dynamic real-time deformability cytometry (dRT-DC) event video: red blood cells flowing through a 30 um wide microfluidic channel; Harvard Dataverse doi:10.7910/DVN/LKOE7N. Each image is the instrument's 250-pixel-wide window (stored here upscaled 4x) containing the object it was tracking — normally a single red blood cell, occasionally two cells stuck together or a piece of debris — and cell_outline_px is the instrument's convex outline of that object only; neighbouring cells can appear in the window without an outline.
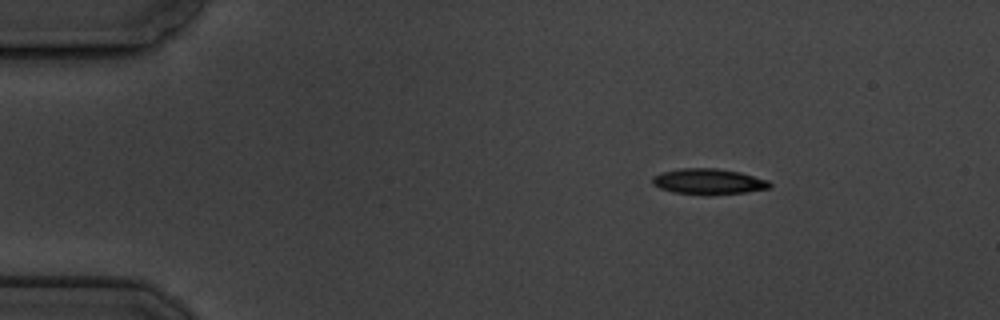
{"species": "common noctule bat (a hibernating species)", "species_latin": "Nyctalus noctula", "temperature_condition": "cold", "stored_images_in_passage": 5, "camera_frame_rate_fps": 3000, "um_per_image_px": 0.085, "animal": {"sex": "male", "body_mass_g": 19.5, "forearm_length_mm": 54.6}, "frame": {"image": 1, "passage_image": 1, "time_ms": 0.0, "image_size_px": [1000, 320], "cell_outline_px": [[772, 184], [768, 188], [744, 192], [712, 196], [704, 196], [672, 192], [660, 188], [652, 184], [652, 176], [660, 172], [680, 168], [716, 168], [740, 172], [768, 180]], "centroid_in_image_um": [60.17, 15.44], "position_along_channel_um": 24.8, "area_um2": 17.92}}
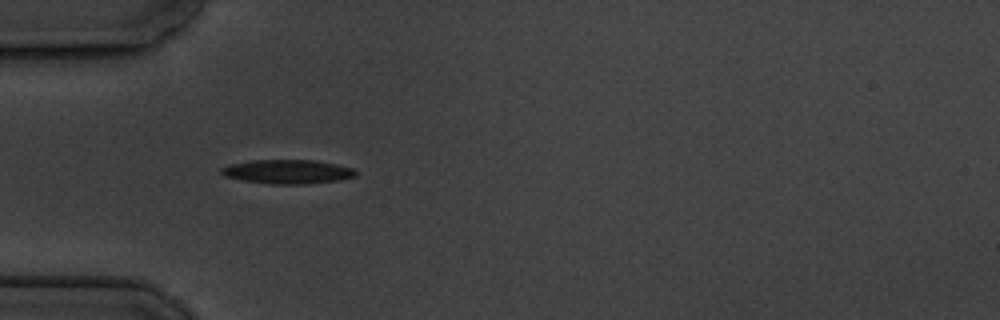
{"frame": {"image": 2, "passage_image": 3, "time_ms": 3.0, "image_size_px": [1000, 320], "cell_outline_px": [[356, 176], [340, 180], [300, 184], [272, 184], [240, 180], [224, 176], [220, 172], [220, 168], [228, 164], [252, 160], [316, 160], [336, 164], [352, 168], [356, 172]], "centroid_in_image_um": [24.4, 14.59], "position_along_channel_um": 60.6, "area_um2": 18.9}}